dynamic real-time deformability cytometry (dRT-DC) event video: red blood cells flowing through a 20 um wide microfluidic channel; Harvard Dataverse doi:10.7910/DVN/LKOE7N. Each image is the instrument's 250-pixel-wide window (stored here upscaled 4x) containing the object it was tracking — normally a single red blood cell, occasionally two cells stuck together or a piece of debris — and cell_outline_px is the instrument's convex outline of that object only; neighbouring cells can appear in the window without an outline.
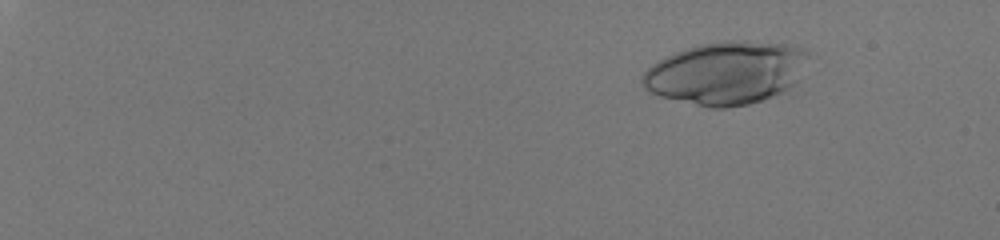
{"species": "human", "species_latin": "Homo sapiens", "temperature_condition": "room temperature", "stored_images_in_passage": 29, "camera_frame_rate_fps": 3000, "um_per_image_px": 0.085, "donor": {"sex": "male"}, "frame": {"image": 1, "passage_image": 9, "time_ms": 2.667, "image_size_px": [1000, 240], "cell_outline_px": [[808, 56], [796, 84], [784, 92], [764, 100], [748, 104], [724, 108], [708, 108], [660, 96], [644, 88], [640, 80], [644, 72], [652, 64], [676, 52], [700, 44], [720, 40], [748, 40], [792, 44], [808, 48]], "centroid_in_image_um": [61.78, 6.19], "position_along_channel_um": 23.2, "area_um2": 61.33}}
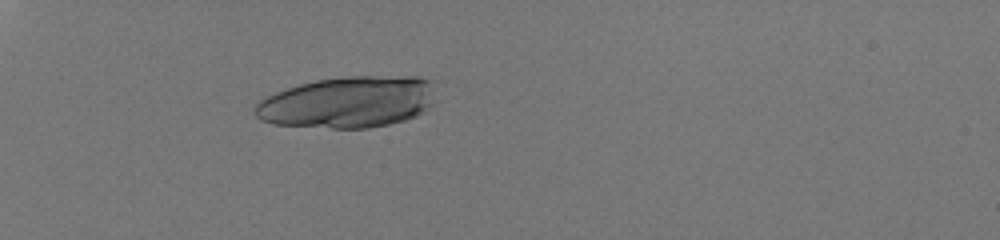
{"frame": {"image": 2, "passage_image": 22, "time_ms": 7.0, "image_size_px": [1000, 240], "cell_outline_px": [[436, 80], [432, 104], [424, 112], [416, 116], [404, 120], [388, 124], [368, 128], [332, 128], [272, 124], [260, 120], [252, 112], [252, 108], [260, 100], [276, 92], [300, 84], [316, 80], [348, 76], [420, 76]], "centroid_in_image_um": [29.62, 8.67], "position_along_channel_um": 55.4, "area_um2": 54.79}}